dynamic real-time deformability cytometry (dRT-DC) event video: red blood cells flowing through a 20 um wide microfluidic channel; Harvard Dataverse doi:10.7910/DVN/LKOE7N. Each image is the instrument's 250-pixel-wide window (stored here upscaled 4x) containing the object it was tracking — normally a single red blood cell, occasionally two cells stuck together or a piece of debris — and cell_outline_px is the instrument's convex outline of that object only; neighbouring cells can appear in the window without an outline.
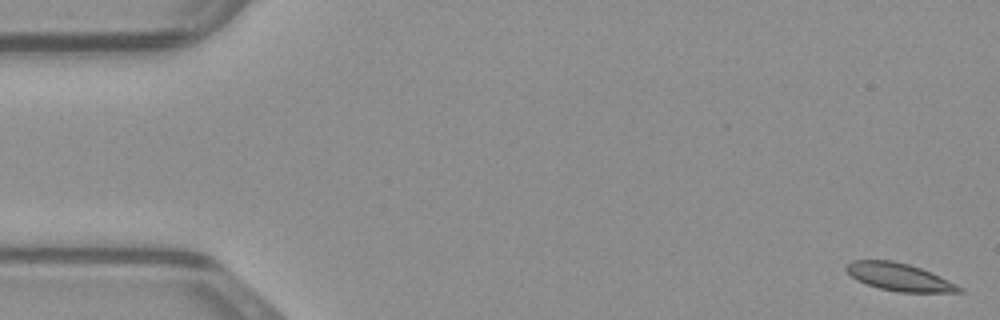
{"species": "common noctule bat (a hibernating species)", "species_latin": "Nyctalus noctula", "temperature_condition": "warm", "stored_images_in_passage": 49, "camera_frame_rate_fps": 3000, "um_per_image_px": 0.085, "animal": {"sex": "male", "body_mass_g": 23.1, "forearm_length_mm": 52.7}, "frame": {"image": 1, "passage_image": 1, "time_ms": 0.0, "image_size_px": [1000, 320], "cell_outline_px": [[964, 292], [900, 292], [880, 288], [856, 280], [844, 268], [844, 264], [852, 260], [892, 260], [908, 264], [920, 268], [956, 284], [964, 288]], "centroid_in_image_um": [76.4, 23.54], "position_along_channel_um": 8.6, "area_um2": 17.98}}
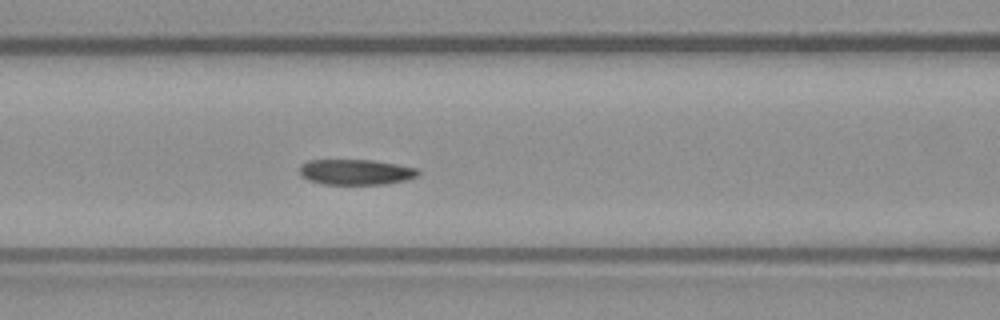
{"frame": {"image": 2, "passage_image": 20, "time_ms": 6.333, "image_size_px": [1000, 320], "cell_outline_px": [[420, 172], [416, 176], [408, 180], [388, 184], [324, 184], [308, 180], [300, 176], [300, 164], [308, 160], [372, 160], [396, 164], [416, 168]], "centroid_in_image_um": [30.23, 14.62], "position_along_channel_um": 136.4, "area_um2": 17.69}}
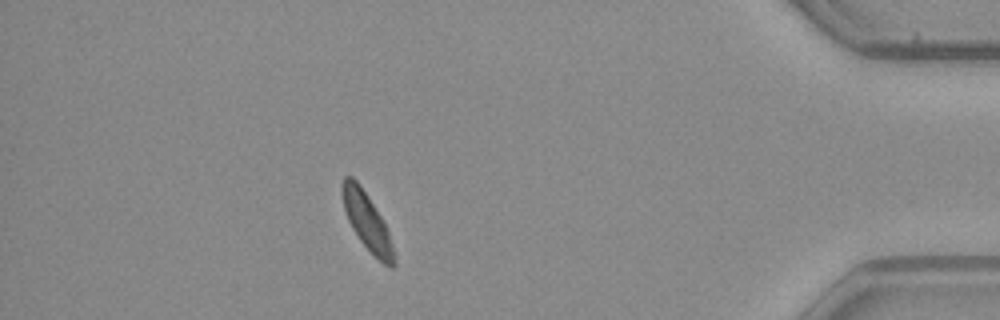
{"frame": {"image": 3, "passage_image": 43, "time_ms": 14.0, "image_size_px": [1000, 320], "cell_outline_px": [[396, 264], [392, 268], [384, 264], [360, 240], [352, 228], [348, 220], [344, 208], [340, 192], [340, 184], [344, 176], [352, 176], [360, 184], [384, 220], [392, 244]], "centroid_in_image_um": [31.17, 18.76], "position_along_channel_um": 404.0, "area_um2": 17.17}}